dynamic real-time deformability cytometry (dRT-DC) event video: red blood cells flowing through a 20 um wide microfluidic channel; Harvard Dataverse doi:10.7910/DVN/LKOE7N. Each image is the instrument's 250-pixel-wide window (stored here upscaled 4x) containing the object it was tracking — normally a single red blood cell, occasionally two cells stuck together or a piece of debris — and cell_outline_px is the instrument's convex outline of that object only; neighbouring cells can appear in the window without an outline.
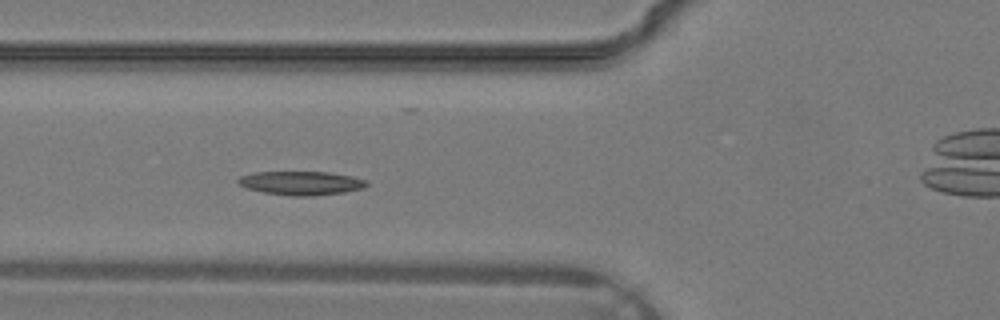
{"species": "common noctule bat (a hibernating species)", "species_latin": "Nyctalus noctula", "temperature_condition": "warm", "stored_images_in_passage": 6, "camera_frame_rate_fps": 3000, "um_per_image_px": 0.085, "animal": {"sex": "male", "body_mass_g": 19.2, "forearm_length_mm": 51.8}, "frame": {"image": 1, "passage_image": 3, "time_ms": 0.667, "image_size_px": [1000, 320], "cell_outline_px": [[368, 184], [364, 188], [344, 192], [312, 196], [292, 196], [264, 192], [248, 188], [236, 184], [236, 180], [240, 176], [252, 172], [328, 172], [352, 176], [368, 180]], "centroid_in_image_um": [25.59, 15.56], "position_along_channel_um": 100.2, "area_um2": 17.92}}
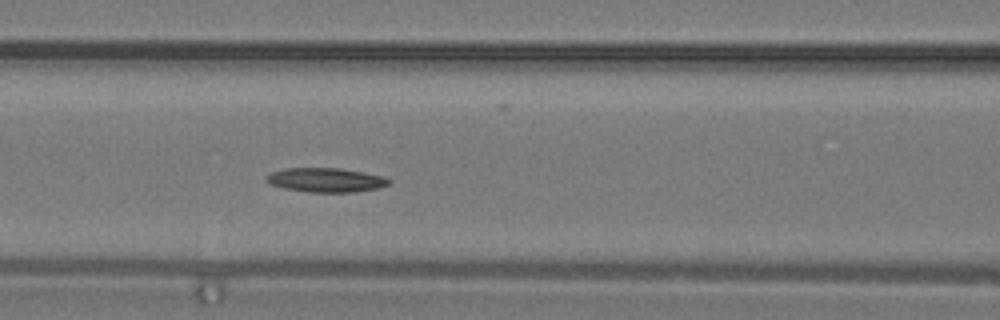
{"frame": {"image": 2, "passage_image": 5, "time_ms": 1.333, "image_size_px": [1000, 320], "cell_outline_px": [[392, 180], [388, 184], [376, 188], [352, 192], [308, 192], [284, 188], [272, 184], [264, 176], [272, 172], [288, 168], [340, 168], [380, 176]], "centroid_in_image_um": [27.67, 15.3], "position_along_channel_um": 138.9, "area_um2": 16.88}}